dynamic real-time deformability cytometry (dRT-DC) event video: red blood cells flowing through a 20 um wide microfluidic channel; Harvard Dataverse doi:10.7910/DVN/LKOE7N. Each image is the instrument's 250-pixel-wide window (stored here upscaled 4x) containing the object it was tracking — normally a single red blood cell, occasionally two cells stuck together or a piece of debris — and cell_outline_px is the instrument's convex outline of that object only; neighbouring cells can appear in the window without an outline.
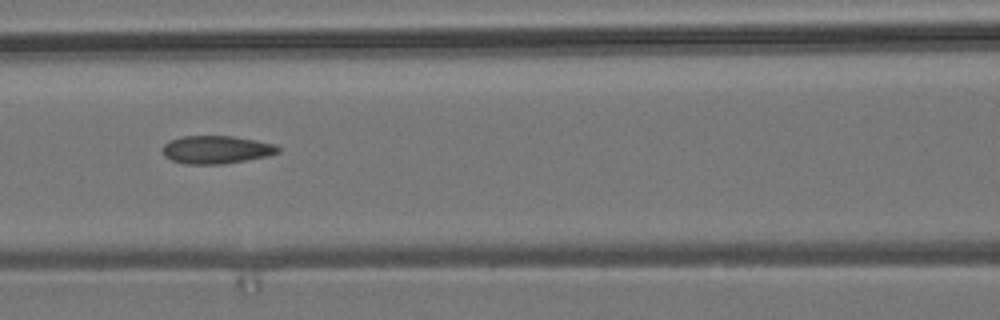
{"species": "common noctule bat (a hibernating species)", "species_latin": "Nyctalus noctula", "temperature_condition": "room temperature", "stored_images_in_passage": 11, "camera_frame_rate_fps": 3000, "um_per_image_px": 0.085, "animal": {"sex": "male", "body_mass_g": 19.2, "forearm_length_mm": 51.8}, "frame": {"image": 1, "passage_image": 7, "time_ms": 8.333, "image_size_px": [1000, 320], "cell_outline_px": [[280, 152], [268, 156], [224, 164], [184, 164], [172, 160], [164, 156], [164, 144], [172, 140], [184, 136], [232, 136], [256, 140], [276, 144], [280, 148]], "centroid_in_image_um": [18.44, 12.72], "position_along_channel_um": 148.2, "area_um2": 18.79}}
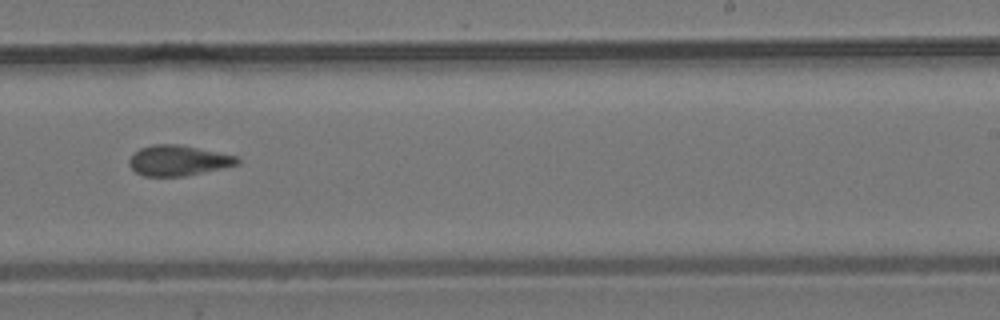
{"frame": {"image": 2, "passage_image": 10, "time_ms": 11.667, "image_size_px": [1000, 320], "cell_outline_px": [[240, 164], [184, 176], [144, 176], [136, 172], [128, 164], [128, 160], [140, 148], [152, 144], [180, 144], [240, 156]], "centroid_in_image_um": [15.18, 13.63], "position_along_channel_um": 273.8, "area_um2": 19.25}}
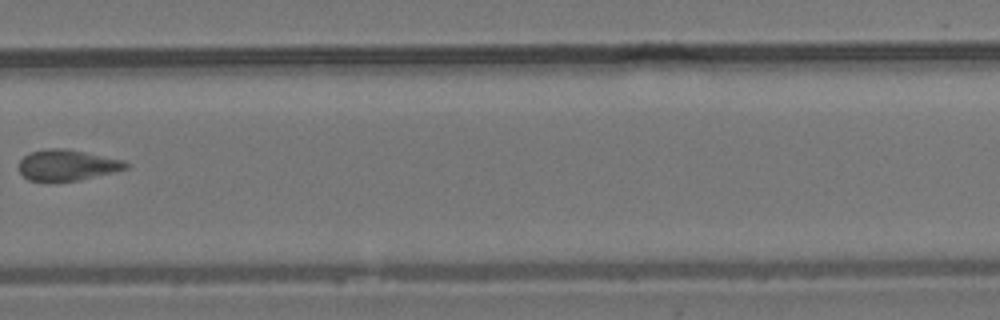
{"frame": {"image": 3, "passage_image": 11, "time_ms": 13.0, "image_size_px": [1000, 320], "cell_outline_px": [[128, 168], [80, 180], [56, 184], [28, 180], [20, 172], [20, 160], [24, 156], [32, 152], [44, 148], [64, 148], [124, 160], [128, 164]], "centroid_in_image_um": [5.67, 14.07], "position_along_channel_um": 324.1, "area_um2": 19.59}}